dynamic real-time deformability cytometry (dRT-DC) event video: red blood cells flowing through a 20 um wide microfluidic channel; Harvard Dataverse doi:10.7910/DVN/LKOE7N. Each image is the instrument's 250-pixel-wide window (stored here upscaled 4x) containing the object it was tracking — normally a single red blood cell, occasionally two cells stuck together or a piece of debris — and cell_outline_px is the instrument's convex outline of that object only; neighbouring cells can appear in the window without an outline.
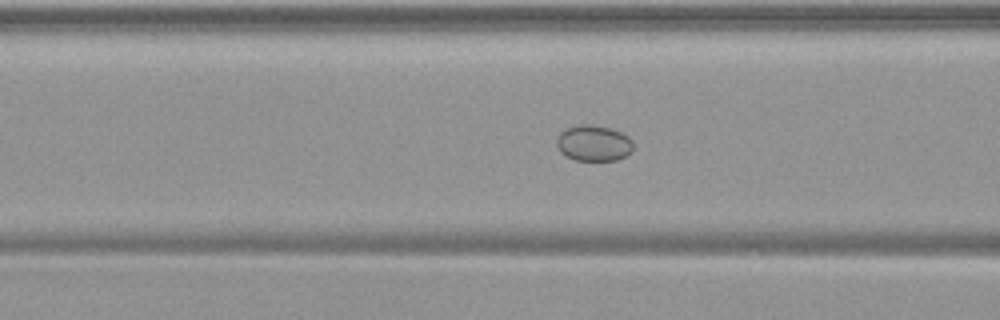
{"species": "common noctule bat (a hibernating species)", "species_latin": "Nyctalus noctula", "temperature_condition": "warm", "stored_images_in_passage": 56, "camera_frame_rate_fps": 3000, "um_per_image_px": 0.085, "animal": {"sex": "female", "body_mass_g": 19.9}, "frame": {"image": 1, "passage_image": 23, "time_ms": 7.333, "image_size_px": [1000, 320], "cell_outline_px": [[632, 148], [624, 156], [616, 160], [576, 160], [560, 152], [556, 144], [556, 140], [560, 132], [576, 124], [592, 124], [612, 128], [628, 136], [632, 140]], "centroid_in_image_um": [50.43, 12.14], "position_along_channel_um": 116.2, "area_um2": 15.95}}
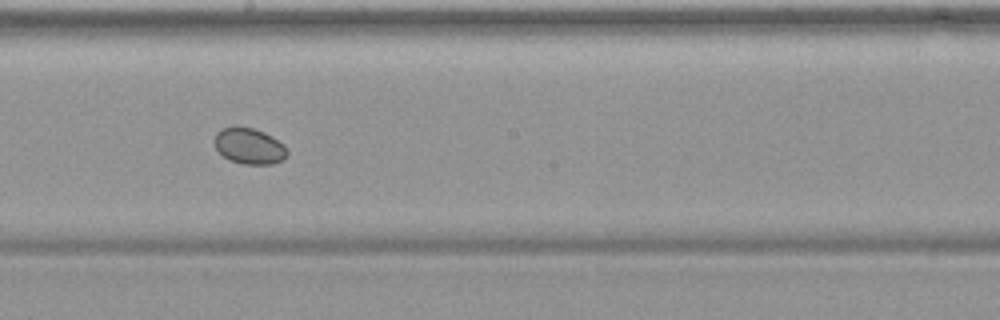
{"frame": {"image": 2, "passage_image": 32, "time_ms": 10.333, "image_size_px": [1000, 320], "cell_outline_px": [[288, 156], [284, 160], [272, 164], [244, 164], [228, 160], [216, 148], [216, 132], [220, 128], [252, 128], [264, 132], [272, 136], [284, 144], [288, 152]], "centroid_in_image_um": [21.24, 12.44], "position_along_channel_um": 227.0, "area_um2": 15.09}}
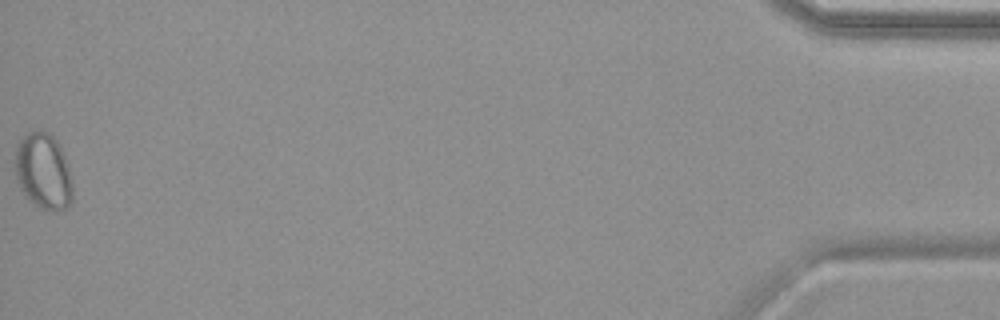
{"frame": {"image": 3, "passage_image": 56, "time_ms": 18.333, "image_size_px": [1000, 320], "cell_outline_px": [[72, 200], [68, 208], [52, 212], [28, 200], [20, 188], [16, 176], [16, 148], [20, 140], [32, 128], [48, 132], [60, 144], [68, 164], [72, 184]], "centroid_in_image_um": [3.7, 14.55], "position_along_channel_um": 431.5, "area_um2": 25.66}}